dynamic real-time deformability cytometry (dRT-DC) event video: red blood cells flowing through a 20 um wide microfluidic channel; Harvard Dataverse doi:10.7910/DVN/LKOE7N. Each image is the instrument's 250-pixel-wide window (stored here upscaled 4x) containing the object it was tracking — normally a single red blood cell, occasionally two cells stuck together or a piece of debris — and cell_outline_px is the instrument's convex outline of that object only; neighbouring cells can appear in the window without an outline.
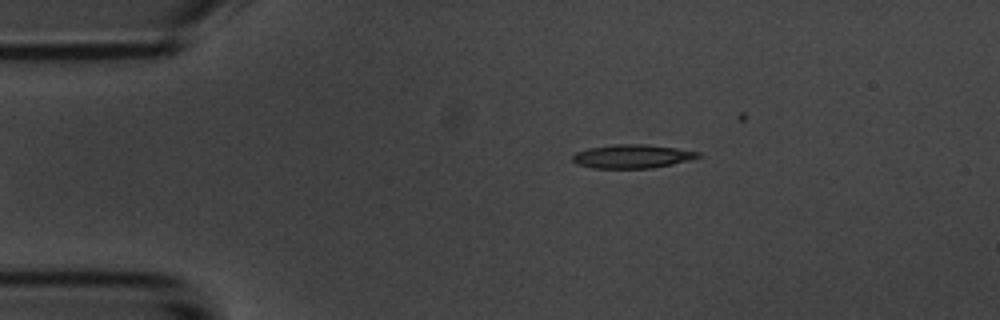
{"species": "common noctule bat (a hibernating species)", "species_latin": "Nyctalus noctula", "temperature_condition": "room temperature", "stored_images_in_passage": 12, "camera_frame_rate_fps": 3000, "um_per_image_px": 0.085, "animal": {"sex": "male", "body_mass_g": 20.1, "forearm_length_mm": 53.5}, "frame": {"image": 1, "passage_image": 1, "time_ms": 0.0, "image_size_px": [1000, 320], "cell_outline_px": [[704, 156], [692, 160], [652, 168], [592, 168], [576, 164], [572, 160], [572, 156], [576, 152], [588, 148], [616, 144], [644, 144], [676, 148], [700, 152]], "centroid_in_image_um": [53.77, 13.29], "position_along_channel_um": 31.2, "area_um2": 17.46}}
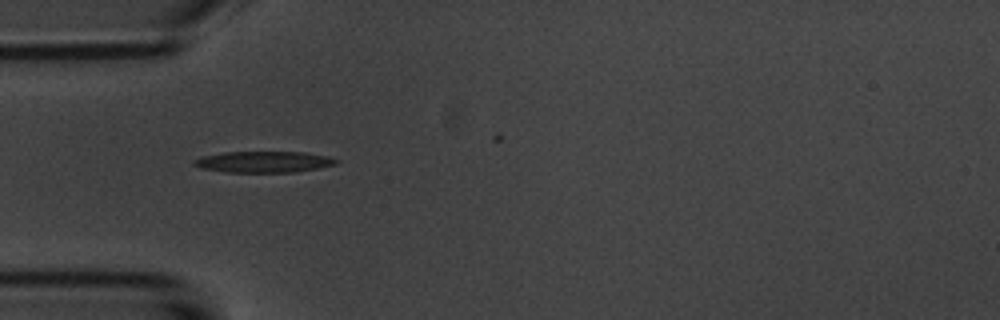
{"frame": {"image": 2, "passage_image": 7, "time_ms": 2.0, "image_size_px": [1000, 320], "cell_outline_px": [[340, 160], [336, 164], [296, 172], [224, 172], [200, 168], [192, 164], [192, 160], [204, 156], [224, 152], [304, 152], [328, 156]], "centroid_in_image_um": [22.39, 13.76], "position_along_channel_um": 62.6, "area_um2": 17.57}}